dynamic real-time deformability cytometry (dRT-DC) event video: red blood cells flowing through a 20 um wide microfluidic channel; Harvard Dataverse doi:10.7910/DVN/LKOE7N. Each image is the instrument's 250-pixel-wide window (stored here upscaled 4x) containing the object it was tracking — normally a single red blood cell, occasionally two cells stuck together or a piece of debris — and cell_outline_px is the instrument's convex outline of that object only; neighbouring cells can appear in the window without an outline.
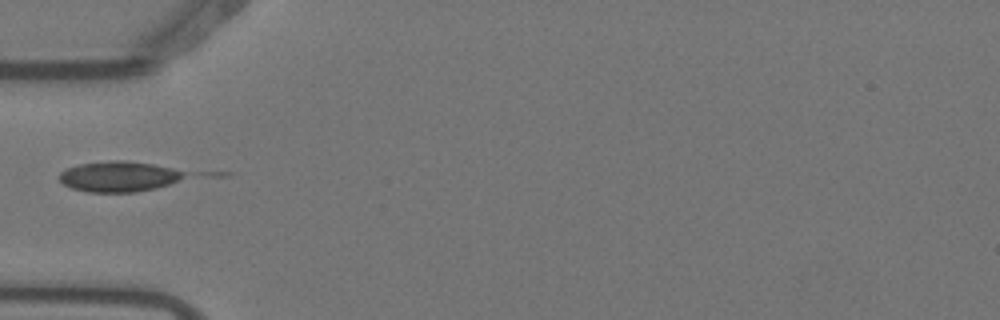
{"species": "Egyptian fruit bat (a non-hibernating species)", "species_latin": "Rousettus aegyptiacus", "temperature_condition": "warm", "stored_images_in_passage": 2, "camera_frame_rate_fps": 3000, "um_per_image_px": 0.085, "animal": {"sex": "female"}, "frame": {"image": 1, "passage_image": 2, "time_ms": 0.333, "image_size_px": [1000, 320], "cell_outline_px": [[184, 176], [168, 184], [156, 188], [136, 192], [88, 192], [72, 188], [64, 184], [60, 180], [60, 172], [68, 168], [80, 164], [112, 160], [120, 160], [152, 164], [172, 168], [184, 172]], "centroid_in_image_um": [10.06, 15.01], "position_along_channel_um": 74.9, "area_um2": 21.85}}